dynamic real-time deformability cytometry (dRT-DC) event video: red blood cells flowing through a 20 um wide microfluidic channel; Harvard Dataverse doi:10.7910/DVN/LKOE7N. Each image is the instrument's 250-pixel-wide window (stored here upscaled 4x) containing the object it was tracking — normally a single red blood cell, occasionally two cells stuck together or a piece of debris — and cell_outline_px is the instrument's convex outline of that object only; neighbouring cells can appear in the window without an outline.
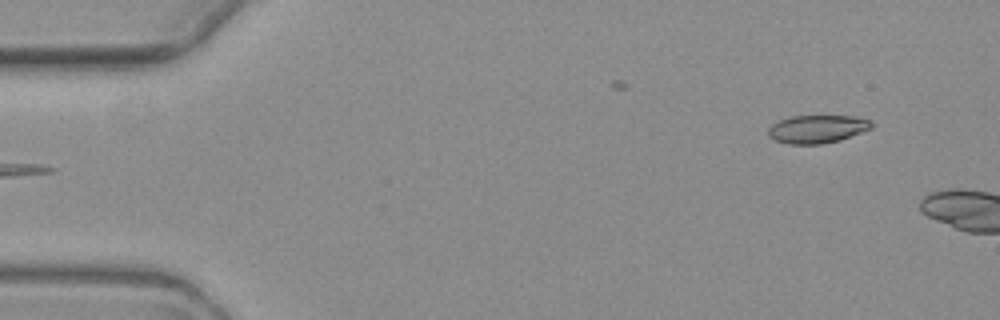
{"species": "common noctule bat (a hibernating species)", "species_latin": "Nyctalus noctula", "temperature_condition": "warm", "stored_images_in_passage": 4, "segment_of_instrument_passage": [2, 2], "camera_frame_rate_fps": 3000, "um_per_image_px": 0.085, "animal": {"sex": "female", "body_mass_g": 19.3, "forearm_length_mm": 54.1}, "frame": {"image": 1, "passage_image": 4, "time_ms": 4.667, "image_size_px": [1000, 320], "cell_outline_px": [[872, 128], [840, 140], [820, 144], [788, 144], [776, 140], [768, 136], [768, 128], [772, 124], [788, 116], [856, 116], [872, 120]], "centroid_in_image_um": [69.46, 10.96], "position_along_channel_um": 15.5, "area_um2": 16.94}}